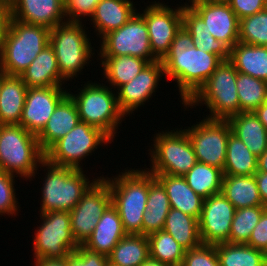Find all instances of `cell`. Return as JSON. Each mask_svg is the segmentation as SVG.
<instances>
[{
  "mask_svg": "<svg viewBox=\"0 0 267 266\" xmlns=\"http://www.w3.org/2000/svg\"><path fill=\"white\" fill-rule=\"evenodd\" d=\"M160 61L163 64L164 76L176 80L184 105L205 84L223 60L194 46L192 36L182 26L176 33L169 51Z\"/></svg>",
  "mask_w": 267,
  "mask_h": 266,
  "instance_id": "obj_1",
  "label": "cell"
},
{
  "mask_svg": "<svg viewBox=\"0 0 267 266\" xmlns=\"http://www.w3.org/2000/svg\"><path fill=\"white\" fill-rule=\"evenodd\" d=\"M127 171L114 179L104 176L102 178L109 184L112 205L118 211L125 233L142 235V220L147 210L149 185L156 178L145 169Z\"/></svg>",
  "mask_w": 267,
  "mask_h": 266,
  "instance_id": "obj_2",
  "label": "cell"
},
{
  "mask_svg": "<svg viewBox=\"0 0 267 266\" xmlns=\"http://www.w3.org/2000/svg\"><path fill=\"white\" fill-rule=\"evenodd\" d=\"M50 29L11 18L0 49V68L7 75L20 76L49 45Z\"/></svg>",
  "mask_w": 267,
  "mask_h": 266,
  "instance_id": "obj_3",
  "label": "cell"
},
{
  "mask_svg": "<svg viewBox=\"0 0 267 266\" xmlns=\"http://www.w3.org/2000/svg\"><path fill=\"white\" fill-rule=\"evenodd\" d=\"M44 159L37 136L21 125H0V170L28 179Z\"/></svg>",
  "mask_w": 267,
  "mask_h": 266,
  "instance_id": "obj_4",
  "label": "cell"
},
{
  "mask_svg": "<svg viewBox=\"0 0 267 266\" xmlns=\"http://www.w3.org/2000/svg\"><path fill=\"white\" fill-rule=\"evenodd\" d=\"M46 167L47 175L42 188V204L40 213L52 211L70 212L80 201L82 195L97 180L89 183L81 169L56 166L45 159L41 162Z\"/></svg>",
  "mask_w": 267,
  "mask_h": 266,
  "instance_id": "obj_5",
  "label": "cell"
},
{
  "mask_svg": "<svg viewBox=\"0 0 267 266\" xmlns=\"http://www.w3.org/2000/svg\"><path fill=\"white\" fill-rule=\"evenodd\" d=\"M238 71L230 60H223L207 79L205 84L184 106L206 104L210 119H228L240 113V103L236 88Z\"/></svg>",
  "mask_w": 267,
  "mask_h": 266,
  "instance_id": "obj_6",
  "label": "cell"
},
{
  "mask_svg": "<svg viewBox=\"0 0 267 266\" xmlns=\"http://www.w3.org/2000/svg\"><path fill=\"white\" fill-rule=\"evenodd\" d=\"M84 86L78 95L68 93L76 104L80 120L100 129L112 140L125 115L119 108L117 95L103 83Z\"/></svg>",
  "mask_w": 267,
  "mask_h": 266,
  "instance_id": "obj_7",
  "label": "cell"
},
{
  "mask_svg": "<svg viewBox=\"0 0 267 266\" xmlns=\"http://www.w3.org/2000/svg\"><path fill=\"white\" fill-rule=\"evenodd\" d=\"M65 20L66 22L50 29L49 44L55 52L59 73L67 81L76 77L77 72L89 63L93 48L82 22Z\"/></svg>",
  "mask_w": 267,
  "mask_h": 266,
  "instance_id": "obj_8",
  "label": "cell"
},
{
  "mask_svg": "<svg viewBox=\"0 0 267 266\" xmlns=\"http://www.w3.org/2000/svg\"><path fill=\"white\" fill-rule=\"evenodd\" d=\"M154 143L151 174L184 176L198 162L185 129L157 133Z\"/></svg>",
  "mask_w": 267,
  "mask_h": 266,
  "instance_id": "obj_9",
  "label": "cell"
},
{
  "mask_svg": "<svg viewBox=\"0 0 267 266\" xmlns=\"http://www.w3.org/2000/svg\"><path fill=\"white\" fill-rule=\"evenodd\" d=\"M104 142L111 143V139L103 131L80 121L45 152V160L56 166L81 169L80 161Z\"/></svg>",
  "mask_w": 267,
  "mask_h": 266,
  "instance_id": "obj_10",
  "label": "cell"
},
{
  "mask_svg": "<svg viewBox=\"0 0 267 266\" xmlns=\"http://www.w3.org/2000/svg\"><path fill=\"white\" fill-rule=\"evenodd\" d=\"M42 224L37 227L33 249L35 259H65L78 248L73 239L68 211L40 213Z\"/></svg>",
  "mask_w": 267,
  "mask_h": 266,
  "instance_id": "obj_11",
  "label": "cell"
},
{
  "mask_svg": "<svg viewBox=\"0 0 267 266\" xmlns=\"http://www.w3.org/2000/svg\"><path fill=\"white\" fill-rule=\"evenodd\" d=\"M100 56H134L149 63L159 60L152 52L144 17L134 13L119 29L102 37Z\"/></svg>",
  "mask_w": 267,
  "mask_h": 266,
  "instance_id": "obj_12",
  "label": "cell"
},
{
  "mask_svg": "<svg viewBox=\"0 0 267 266\" xmlns=\"http://www.w3.org/2000/svg\"><path fill=\"white\" fill-rule=\"evenodd\" d=\"M185 130L190 138L197 161L223 171L227 140L232 133L228 120L206 117L199 124H194Z\"/></svg>",
  "mask_w": 267,
  "mask_h": 266,
  "instance_id": "obj_13",
  "label": "cell"
},
{
  "mask_svg": "<svg viewBox=\"0 0 267 266\" xmlns=\"http://www.w3.org/2000/svg\"><path fill=\"white\" fill-rule=\"evenodd\" d=\"M111 204L109 184L100 176L69 212L71 233L78 245L87 241L99 218Z\"/></svg>",
  "mask_w": 267,
  "mask_h": 266,
  "instance_id": "obj_14",
  "label": "cell"
},
{
  "mask_svg": "<svg viewBox=\"0 0 267 266\" xmlns=\"http://www.w3.org/2000/svg\"><path fill=\"white\" fill-rule=\"evenodd\" d=\"M182 12L183 6L172 9L155 1L141 14L147 25L151 50L159 60L167 54L176 33L182 27Z\"/></svg>",
  "mask_w": 267,
  "mask_h": 266,
  "instance_id": "obj_15",
  "label": "cell"
},
{
  "mask_svg": "<svg viewBox=\"0 0 267 266\" xmlns=\"http://www.w3.org/2000/svg\"><path fill=\"white\" fill-rule=\"evenodd\" d=\"M235 210L222 193L204 199L198 220L201 242L209 245L227 243Z\"/></svg>",
  "mask_w": 267,
  "mask_h": 266,
  "instance_id": "obj_16",
  "label": "cell"
},
{
  "mask_svg": "<svg viewBox=\"0 0 267 266\" xmlns=\"http://www.w3.org/2000/svg\"><path fill=\"white\" fill-rule=\"evenodd\" d=\"M62 86L28 88L20 125L37 136L57 105L68 95Z\"/></svg>",
  "mask_w": 267,
  "mask_h": 266,
  "instance_id": "obj_17",
  "label": "cell"
},
{
  "mask_svg": "<svg viewBox=\"0 0 267 266\" xmlns=\"http://www.w3.org/2000/svg\"><path fill=\"white\" fill-rule=\"evenodd\" d=\"M189 6L202 18L214 38L230 49L239 42L240 20L226 0L197 2Z\"/></svg>",
  "mask_w": 267,
  "mask_h": 266,
  "instance_id": "obj_18",
  "label": "cell"
},
{
  "mask_svg": "<svg viewBox=\"0 0 267 266\" xmlns=\"http://www.w3.org/2000/svg\"><path fill=\"white\" fill-rule=\"evenodd\" d=\"M164 76L163 64L160 60L149 63L129 83L122 85L116 94L120 110L126 115L144 105L151 98Z\"/></svg>",
  "mask_w": 267,
  "mask_h": 266,
  "instance_id": "obj_19",
  "label": "cell"
},
{
  "mask_svg": "<svg viewBox=\"0 0 267 266\" xmlns=\"http://www.w3.org/2000/svg\"><path fill=\"white\" fill-rule=\"evenodd\" d=\"M11 18L30 25L49 29L65 22L61 0H10Z\"/></svg>",
  "mask_w": 267,
  "mask_h": 266,
  "instance_id": "obj_20",
  "label": "cell"
},
{
  "mask_svg": "<svg viewBox=\"0 0 267 266\" xmlns=\"http://www.w3.org/2000/svg\"><path fill=\"white\" fill-rule=\"evenodd\" d=\"M80 121L76 104L67 95L57 105L45 127L37 135L41 150L45 153L55 142L68 134Z\"/></svg>",
  "mask_w": 267,
  "mask_h": 266,
  "instance_id": "obj_21",
  "label": "cell"
},
{
  "mask_svg": "<svg viewBox=\"0 0 267 266\" xmlns=\"http://www.w3.org/2000/svg\"><path fill=\"white\" fill-rule=\"evenodd\" d=\"M125 235L118 211L111 204L99 218L98 224L83 246L108 256Z\"/></svg>",
  "mask_w": 267,
  "mask_h": 266,
  "instance_id": "obj_22",
  "label": "cell"
},
{
  "mask_svg": "<svg viewBox=\"0 0 267 266\" xmlns=\"http://www.w3.org/2000/svg\"><path fill=\"white\" fill-rule=\"evenodd\" d=\"M163 185L169 198L171 208L182 211L199 220L204 198L196 194L183 176L154 174Z\"/></svg>",
  "mask_w": 267,
  "mask_h": 266,
  "instance_id": "obj_23",
  "label": "cell"
},
{
  "mask_svg": "<svg viewBox=\"0 0 267 266\" xmlns=\"http://www.w3.org/2000/svg\"><path fill=\"white\" fill-rule=\"evenodd\" d=\"M27 88L62 86L53 48L47 45L20 75Z\"/></svg>",
  "mask_w": 267,
  "mask_h": 266,
  "instance_id": "obj_24",
  "label": "cell"
},
{
  "mask_svg": "<svg viewBox=\"0 0 267 266\" xmlns=\"http://www.w3.org/2000/svg\"><path fill=\"white\" fill-rule=\"evenodd\" d=\"M27 86L20 76L6 75L0 89V125H20Z\"/></svg>",
  "mask_w": 267,
  "mask_h": 266,
  "instance_id": "obj_25",
  "label": "cell"
},
{
  "mask_svg": "<svg viewBox=\"0 0 267 266\" xmlns=\"http://www.w3.org/2000/svg\"><path fill=\"white\" fill-rule=\"evenodd\" d=\"M232 134L259 157L267 149V130L254 112H240L229 117Z\"/></svg>",
  "mask_w": 267,
  "mask_h": 266,
  "instance_id": "obj_26",
  "label": "cell"
},
{
  "mask_svg": "<svg viewBox=\"0 0 267 266\" xmlns=\"http://www.w3.org/2000/svg\"><path fill=\"white\" fill-rule=\"evenodd\" d=\"M136 12L131 0H100L91 17L98 35L102 38L107 33L122 27Z\"/></svg>",
  "mask_w": 267,
  "mask_h": 266,
  "instance_id": "obj_27",
  "label": "cell"
},
{
  "mask_svg": "<svg viewBox=\"0 0 267 266\" xmlns=\"http://www.w3.org/2000/svg\"><path fill=\"white\" fill-rule=\"evenodd\" d=\"M182 26L192 36L193 45L198 49L215 54L222 60L230 59V48L211 35L202 18L189 6L188 3L183 5Z\"/></svg>",
  "mask_w": 267,
  "mask_h": 266,
  "instance_id": "obj_28",
  "label": "cell"
},
{
  "mask_svg": "<svg viewBox=\"0 0 267 266\" xmlns=\"http://www.w3.org/2000/svg\"><path fill=\"white\" fill-rule=\"evenodd\" d=\"M243 74L267 82V47L237 42L230 49L229 59Z\"/></svg>",
  "mask_w": 267,
  "mask_h": 266,
  "instance_id": "obj_29",
  "label": "cell"
},
{
  "mask_svg": "<svg viewBox=\"0 0 267 266\" xmlns=\"http://www.w3.org/2000/svg\"><path fill=\"white\" fill-rule=\"evenodd\" d=\"M221 193L235 209L262 205V199L254 175H223Z\"/></svg>",
  "mask_w": 267,
  "mask_h": 266,
  "instance_id": "obj_30",
  "label": "cell"
},
{
  "mask_svg": "<svg viewBox=\"0 0 267 266\" xmlns=\"http://www.w3.org/2000/svg\"><path fill=\"white\" fill-rule=\"evenodd\" d=\"M147 210L142 220V235L163 230L166 217L171 209L169 198L163 185L155 179L149 185Z\"/></svg>",
  "mask_w": 267,
  "mask_h": 266,
  "instance_id": "obj_31",
  "label": "cell"
},
{
  "mask_svg": "<svg viewBox=\"0 0 267 266\" xmlns=\"http://www.w3.org/2000/svg\"><path fill=\"white\" fill-rule=\"evenodd\" d=\"M104 76L117 90L129 83L141 70L149 64L145 59L134 56H100Z\"/></svg>",
  "mask_w": 267,
  "mask_h": 266,
  "instance_id": "obj_32",
  "label": "cell"
},
{
  "mask_svg": "<svg viewBox=\"0 0 267 266\" xmlns=\"http://www.w3.org/2000/svg\"><path fill=\"white\" fill-rule=\"evenodd\" d=\"M163 230L169 233L186 251L202 243L198 219L180 210L170 209Z\"/></svg>",
  "mask_w": 267,
  "mask_h": 266,
  "instance_id": "obj_33",
  "label": "cell"
},
{
  "mask_svg": "<svg viewBox=\"0 0 267 266\" xmlns=\"http://www.w3.org/2000/svg\"><path fill=\"white\" fill-rule=\"evenodd\" d=\"M148 257V237L134 234H126L108 255L109 263L116 266H141Z\"/></svg>",
  "mask_w": 267,
  "mask_h": 266,
  "instance_id": "obj_34",
  "label": "cell"
},
{
  "mask_svg": "<svg viewBox=\"0 0 267 266\" xmlns=\"http://www.w3.org/2000/svg\"><path fill=\"white\" fill-rule=\"evenodd\" d=\"M257 160L243 141L229 135L223 175L252 176L257 172Z\"/></svg>",
  "mask_w": 267,
  "mask_h": 266,
  "instance_id": "obj_35",
  "label": "cell"
},
{
  "mask_svg": "<svg viewBox=\"0 0 267 266\" xmlns=\"http://www.w3.org/2000/svg\"><path fill=\"white\" fill-rule=\"evenodd\" d=\"M220 266H264L267 254L243 243L215 245Z\"/></svg>",
  "mask_w": 267,
  "mask_h": 266,
  "instance_id": "obj_36",
  "label": "cell"
},
{
  "mask_svg": "<svg viewBox=\"0 0 267 266\" xmlns=\"http://www.w3.org/2000/svg\"><path fill=\"white\" fill-rule=\"evenodd\" d=\"M183 177L194 192L204 199L221 193L223 171L217 167L197 162Z\"/></svg>",
  "mask_w": 267,
  "mask_h": 266,
  "instance_id": "obj_37",
  "label": "cell"
},
{
  "mask_svg": "<svg viewBox=\"0 0 267 266\" xmlns=\"http://www.w3.org/2000/svg\"><path fill=\"white\" fill-rule=\"evenodd\" d=\"M149 257L169 266H181L185 249L165 230L149 234Z\"/></svg>",
  "mask_w": 267,
  "mask_h": 266,
  "instance_id": "obj_38",
  "label": "cell"
},
{
  "mask_svg": "<svg viewBox=\"0 0 267 266\" xmlns=\"http://www.w3.org/2000/svg\"><path fill=\"white\" fill-rule=\"evenodd\" d=\"M236 88L240 112H254L267 100V82L264 80L238 72Z\"/></svg>",
  "mask_w": 267,
  "mask_h": 266,
  "instance_id": "obj_39",
  "label": "cell"
},
{
  "mask_svg": "<svg viewBox=\"0 0 267 266\" xmlns=\"http://www.w3.org/2000/svg\"><path fill=\"white\" fill-rule=\"evenodd\" d=\"M267 209L263 205L236 209L231 224L228 243L246 244L262 213Z\"/></svg>",
  "mask_w": 267,
  "mask_h": 266,
  "instance_id": "obj_40",
  "label": "cell"
},
{
  "mask_svg": "<svg viewBox=\"0 0 267 266\" xmlns=\"http://www.w3.org/2000/svg\"><path fill=\"white\" fill-rule=\"evenodd\" d=\"M239 42L267 47V10L244 17L239 25Z\"/></svg>",
  "mask_w": 267,
  "mask_h": 266,
  "instance_id": "obj_41",
  "label": "cell"
},
{
  "mask_svg": "<svg viewBox=\"0 0 267 266\" xmlns=\"http://www.w3.org/2000/svg\"><path fill=\"white\" fill-rule=\"evenodd\" d=\"M181 266H220L215 245L201 243L185 251Z\"/></svg>",
  "mask_w": 267,
  "mask_h": 266,
  "instance_id": "obj_42",
  "label": "cell"
},
{
  "mask_svg": "<svg viewBox=\"0 0 267 266\" xmlns=\"http://www.w3.org/2000/svg\"><path fill=\"white\" fill-rule=\"evenodd\" d=\"M15 175L0 170V214L13 215L18 211L19 206L15 195ZM14 178V179H13ZM18 207V208H17Z\"/></svg>",
  "mask_w": 267,
  "mask_h": 266,
  "instance_id": "obj_43",
  "label": "cell"
},
{
  "mask_svg": "<svg viewBox=\"0 0 267 266\" xmlns=\"http://www.w3.org/2000/svg\"><path fill=\"white\" fill-rule=\"evenodd\" d=\"M65 262L67 266H108L109 258L79 245L75 251L68 254Z\"/></svg>",
  "mask_w": 267,
  "mask_h": 266,
  "instance_id": "obj_44",
  "label": "cell"
},
{
  "mask_svg": "<svg viewBox=\"0 0 267 266\" xmlns=\"http://www.w3.org/2000/svg\"><path fill=\"white\" fill-rule=\"evenodd\" d=\"M100 0H66L64 3L65 16L68 22H80L82 16L92 17Z\"/></svg>",
  "mask_w": 267,
  "mask_h": 266,
  "instance_id": "obj_45",
  "label": "cell"
},
{
  "mask_svg": "<svg viewBox=\"0 0 267 266\" xmlns=\"http://www.w3.org/2000/svg\"><path fill=\"white\" fill-rule=\"evenodd\" d=\"M239 20L266 9L267 0H226Z\"/></svg>",
  "mask_w": 267,
  "mask_h": 266,
  "instance_id": "obj_46",
  "label": "cell"
},
{
  "mask_svg": "<svg viewBox=\"0 0 267 266\" xmlns=\"http://www.w3.org/2000/svg\"><path fill=\"white\" fill-rule=\"evenodd\" d=\"M246 244L267 254V209L262 213Z\"/></svg>",
  "mask_w": 267,
  "mask_h": 266,
  "instance_id": "obj_47",
  "label": "cell"
},
{
  "mask_svg": "<svg viewBox=\"0 0 267 266\" xmlns=\"http://www.w3.org/2000/svg\"><path fill=\"white\" fill-rule=\"evenodd\" d=\"M11 19L10 0H0V49L5 40Z\"/></svg>",
  "mask_w": 267,
  "mask_h": 266,
  "instance_id": "obj_48",
  "label": "cell"
},
{
  "mask_svg": "<svg viewBox=\"0 0 267 266\" xmlns=\"http://www.w3.org/2000/svg\"><path fill=\"white\" fill-rule=\"evenodd\" d=\"M254 176L262 199V205L267 207V173L257 171Z\"/></svg>",
  "mask_w": 267,
  "mask_h": 266,
  "instance_id": "obj_49",
  "label": "cell"
},
{
  "mask_svg": "<svg viewBox=\"0 0 267 266\" xmlns=\"http://www.w3.org/2000/svg\"><path fill=\"white\" fill-rule=\"evenodd\" d=\"M35 261V266H67L65 259H39Z\"/></svg>",
  "mask_w": 267,
  "mask_h": 266,
  "instance_id": "obj_50",
  "label": "cell"
},
{
  "mask_svg": "<svg viewBox=\"0 0 267 266\" xmlns=\"http://www.w3.org/2000/svg\"><path fill=\"white\" fill-rule=\"evenodd\" d=\"M254 113L267 130V100Z\"/></svg>",
  "mask_w": 267,
  "mask_h": 266,
  "instance_id": "obj_51",
  "label": "cell"
},
{
  "mask_svg": "<svg viewBox=\"0 0 267 266\" xmlns=\"http://www.w3.org/2000/svg\"><path fill=\"white\" fill-rule=\"evenodd\" d=\"M257 171L267 173V149L258 157Z\"/></svg>",
  "mask_w": 267,
  "mask_h": 266,
  "instance_id": "obj_52",
  "label": "cell"
},
{
  "mask_svg": "<svg viewBox=\"0 0 267 266\" xmlns=\"http://www.w3.org/2000/svg\"><path fill=\"white\" fill-rule=\"evenodd\" d=\"M141 266H169L167 264H164L160 262L159 260L153 259L151 257H148Z\"/></svg>",
  "mask_w": 267,
  "mask_h": 266,
  "instance_id": "obj_53",
  "label": "cell"
},
{
  "mask_svg": "<svg viewBox=\"0 0 267 266\" xmlns=\"http://www.w3.org/2000/svg\"><path fill=\"white\" fill-rule=\"evenodd\" d=\"M7 74L0 68V89L3 83V78L6 76Z\"/></svg>",
  "mask_w": 267,
  "mask_h": 266,
  "instance_id": "obj_54",
  "label": "cell"
},
{
  "mask_svg": "<svg viewBox=\"0 0 267 266\" xmlns=\"http://www.w3.org/2000/svg\"><path fill=\"white\" fill-rule=\"evenodd\" d=\"M204 1H215V0H196V3L197 2H204Z\"/></svg>",
  "mask_w": 267,
  "mask_h": 266,
  "instance_id": "obj_55",
  "label": "cell"
},
{
  "mask_svg": "<svg viewBox=\"0 0 267 266\" xmlns=\"http://www.w3.org/2000/svg\"><path fill=\"white\" fill-rule=\"evenodd\" d=\"M189 1H191L190 4L196 3V0H189Z\"/></svg>",
  "mask_w": 267,
  "mask_h": 266,
  "instance_id": "obj_56",
  "label": "cell"
},
{
  "mask_svg": "<svg viewBox=\"0 0 267 266\" xmlns=\"http://www.w3.org/2000/svg\"><path fill=\"white\" fill-rule=\"evenodd\" d=\"M108 266H116V265H113V264H111V263H108Z\"/></svg>",
  "mask_w": 267,
  "mask_h": 266,
  "instance_id": "obj_57",
  "label": "cell"
}]
</instances>
